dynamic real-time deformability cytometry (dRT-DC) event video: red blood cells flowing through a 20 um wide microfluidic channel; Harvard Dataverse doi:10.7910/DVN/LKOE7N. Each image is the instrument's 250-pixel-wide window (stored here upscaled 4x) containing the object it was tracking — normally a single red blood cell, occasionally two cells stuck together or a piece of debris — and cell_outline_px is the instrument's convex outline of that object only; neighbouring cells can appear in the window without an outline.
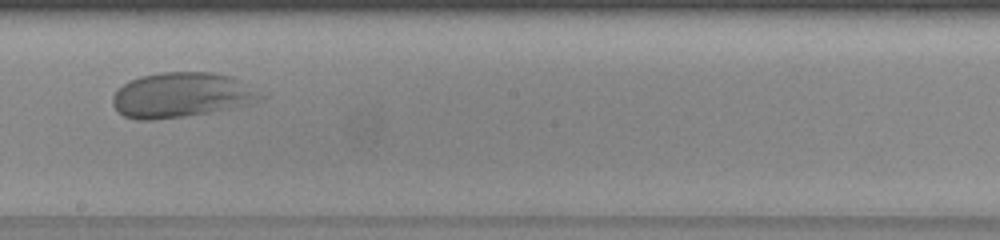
{"species": "human", "species_latin": "Homo sapiens", "temperature_condition": "warm", "stored_images_in_passage": 29, "camera_frame_rate_fps": 3000, "um_per_image_px": 0.085, "donor": {"sex": "female"}, "frame": {"image": 1, "passage_image": 17, "time_ms": 5.333, "image_size_px": [1000, 240], "cell_outline_px": [[268, 96], [248, 104], [232, 108], [184, 116], [156, 120], [136, 120], [124, 116], [112, 104], [112, 96], [124, 84], [140, 76], [160, 72], [216, 72], [232, 76]], "centroid_in_image_um": [15.44, 8.07], "position_along_channel_um": 232.8, "area_um2": 38.73}}